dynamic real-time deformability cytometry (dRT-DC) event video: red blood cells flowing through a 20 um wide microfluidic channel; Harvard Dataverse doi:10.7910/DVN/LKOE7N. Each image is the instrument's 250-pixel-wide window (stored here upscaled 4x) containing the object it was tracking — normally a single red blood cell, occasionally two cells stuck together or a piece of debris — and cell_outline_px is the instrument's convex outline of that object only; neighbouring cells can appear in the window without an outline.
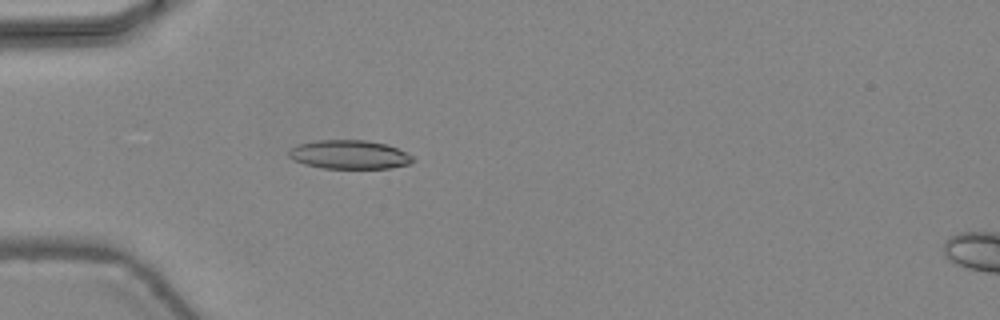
{"species": "common noctule bat (a hibernating species)", "species_latin": "Nyctalus noctula", "temperature_condition": "warm", "stored_images_in_passage": 44, "camera_frame_rate_fps": 3000, "um_per_image_px": 0.085, "animal": {"sex": "female", "body_mass_g": 24.6, "forearm_length_mm": 56.2}, "frame": {"image": 1, "passage_image": 12, "time_ms": 3.667, "image_size_px": [1000, 320], "cell_outline_px": [[416, 160], [408, 164], [388, 168], [324, 168], [304, 164], [292, 160], [288, 156], [288, 152], [296, 144], [316, 140], [364, 140], [388, 144], [412, 156]], "centroid_in_image_um": [29.66, 13.13], "position_along_channel_um": 55.3, "area_um2": 20.81}}
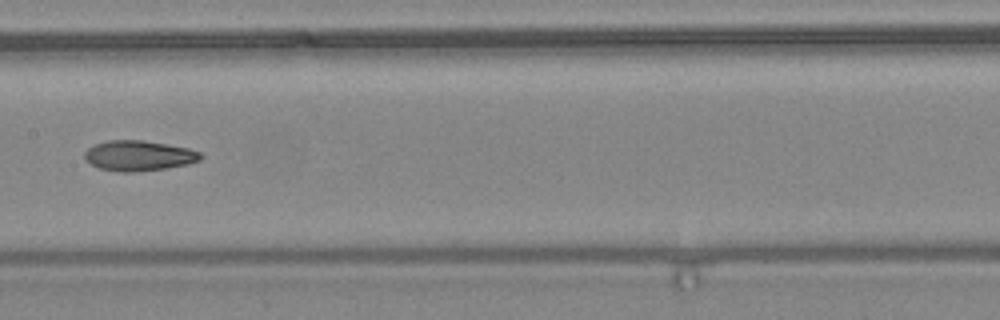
{"frame": {"image": 2, "passage_image": 22, "time_ms": 7.0, "image_size_px": [1000, 320], "cell_outline_px": [[204, 156], [200, 160], [188, 164], [164, 168], [132, 172], [120, 172], [100, 168], [92, 164], [84, 156], [84, 152], [88, 148], [96, 144], [108, 140], [144, 140], [168, 144], [188, 148], [200, 152]], "centroid_in_image_um": [11.82, 13.22], "position_along_channel_um": 195.6, "area_um2": 20.35}}
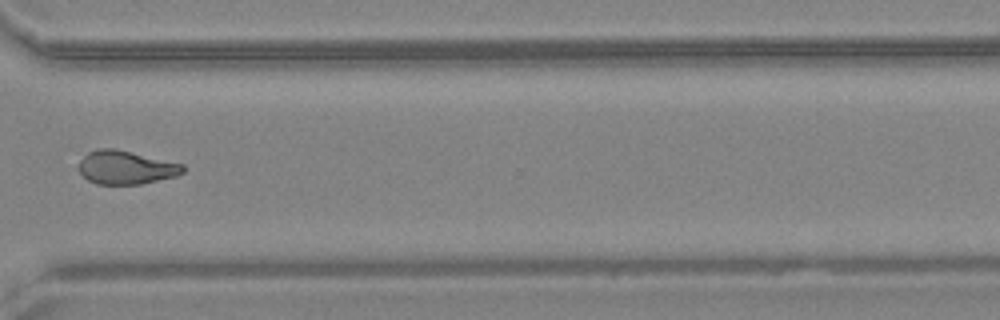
{"frame": {"image": 3, "passage_image": 33, "time_ms": 10.667, "image_size_px": [1000, 320], "cell_outline_px": [[184, 172], [176, 176], [140, 184], [96, 184], [88, 180], [76, 168], [76, 164], [88, 152], [96, 148], [116, 148], [184, 164]], "centroid_in_image_um": [10.67, 14.22], "position_along_channel_um": 359.9, "area_um2": 20.58}, "authors_computed_cell_mechanics": {"area_um2": 20.808, "velocity_mm_per_s": 4.4838, "shape_relaxation_time_tau1_ms": null, "shape_relaxation_time_tau2_ms": 3.3842, "deformation_change_tau1": null, "deformation_change_tau2": 0.0935}}